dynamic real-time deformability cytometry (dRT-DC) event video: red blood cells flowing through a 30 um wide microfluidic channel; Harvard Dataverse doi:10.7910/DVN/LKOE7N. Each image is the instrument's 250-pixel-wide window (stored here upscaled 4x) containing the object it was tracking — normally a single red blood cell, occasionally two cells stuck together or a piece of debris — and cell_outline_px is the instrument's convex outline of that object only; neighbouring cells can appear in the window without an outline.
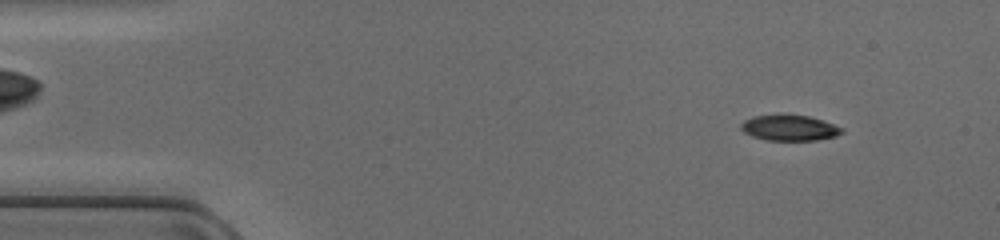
{"species": "common noctule bat (a hibernating species)", "species_latin": "Nyctalus noctula", "temperature_condition": "cold", "stored_images_in_passage": 46, "camera_frame_rate_fps": 3000, "um_per_image_px": 0.085, "animal": {"sex": "female", "body_mass_g": 17.0, "forearm_length_mm": 48.0}, "frame": {"image": 1, "passage_image": 4, "time_ms": 1.0, "image_size_px": [1000, 240], "cell_outline_px": [[844, 132], [836, 136], [816, 140], [768, 140], [752, 136], [744, 132], [740, 128], [740, 124], [744, 120], [752, 116], [776, 112], [784, 112], [808, 116], [824, 120], [844, 128]], "centroid_in_image_um": [67.09, 10.81], "position_along_channel_um": 17.9, "area_um2": 15.78}}
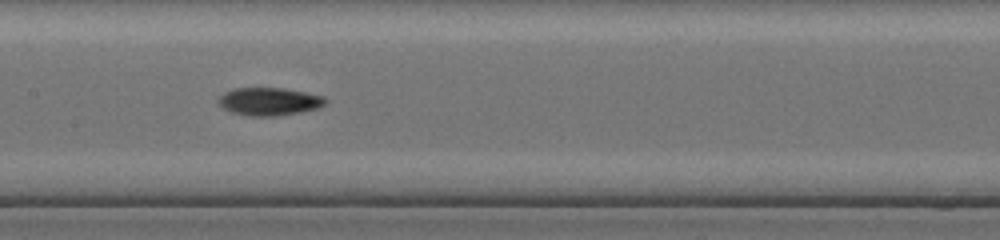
{"frame": {"image": 2, "passage_image": 22, "time_ms": 7.0, "image_size_px": [1000, 240], "cell_outline_px": [[328, 100], [324, 104], [316, 108], [300, 112], [276, 116], [248, 116], [232, 112], [224, 108], [216, 100], [224, 92], [232, 88], [284, 88], [324, 96]], "centroid_in_image_um": [22.86, 8.62], "position_along_channel_um": 184.5, "area_um2": 17.34}}
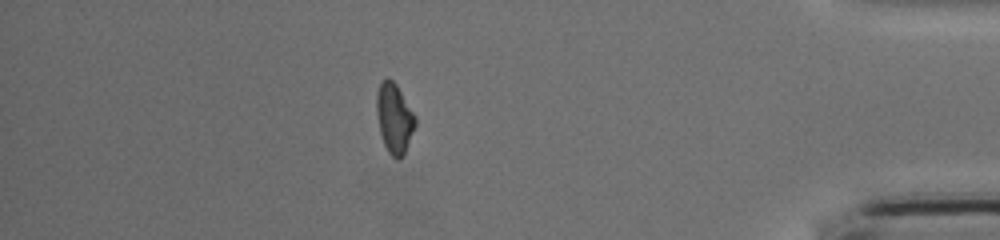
{"frame": {"image": 3, "passage_image": 40, "time_ms": 13.0, "image_size_px": [1000, 240], "cell_outline_px": [[416, 124], [404, 156], [396, 160], [388, 152], [384, 144], [380, 132], [376, 112], [376, 92], [380, 84], [388, 76], [396, 84], [416, 116]], "centroid_in_image_um": [33.52, 10.06], "position_along_channel_um": 401.7, "area_um2": 15.84}}